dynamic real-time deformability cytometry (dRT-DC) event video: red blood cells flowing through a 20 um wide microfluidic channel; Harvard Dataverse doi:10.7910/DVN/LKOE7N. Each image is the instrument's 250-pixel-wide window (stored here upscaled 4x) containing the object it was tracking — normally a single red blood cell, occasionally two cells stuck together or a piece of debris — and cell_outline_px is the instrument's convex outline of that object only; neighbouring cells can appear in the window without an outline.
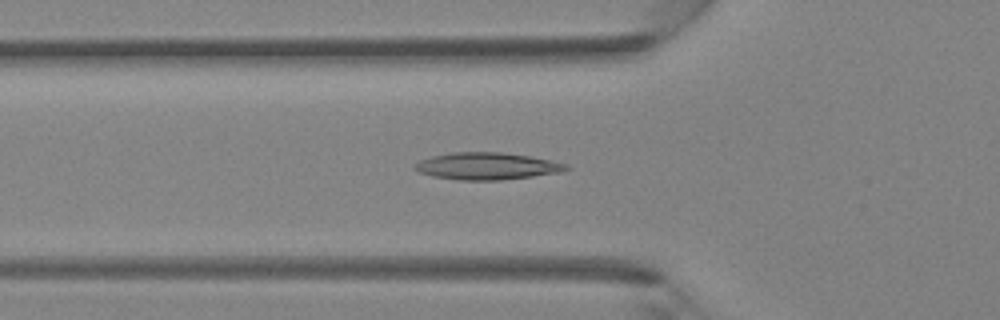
{"species": "Egyptian fruit bat (a non-hibernating species)", "species_latin": "Rousettus aegyptiacus", "temperature_condition": "room temperature", "stored_images_in_passage": 41, "camera_frame_rate_fps": 3000, "um_per_image_px": 0.085, "animal": {"sex": "female"}, "frame": {"image": 1, "passage_image": 14, "time_ms": 4.333, "image_size_px": [1000, 320], "cell_outline_px": [[572, 168], [564, 172], [504, 180], [456, 180], [432, 176], [420, 172], [412, 168], [420, 160], [432, 156], [452, 152], [504, 152], [552, 160], [568, 164]], "centroid_in_image_um": [41.45, 14.12], "position_along_channel_um": 84.4, "area_um2": 24.16}}
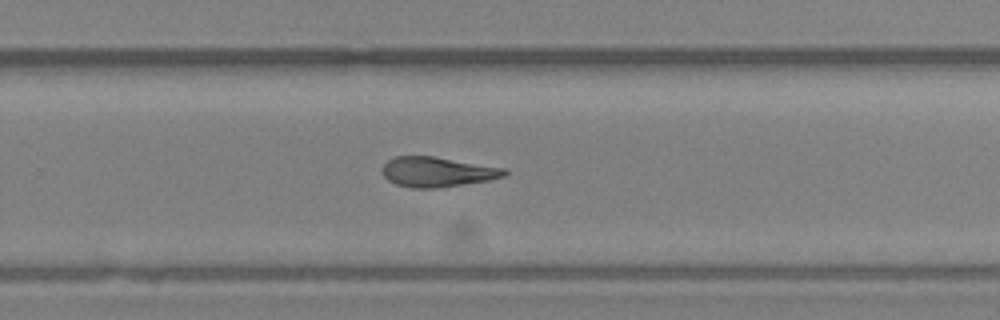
{"frame": {"image": 2, "passage_image": 27, "time_ms": 8.667, "image_size_px": [1000, 320], "cell_outline_px": [[508, 176], [488, 180], [436, 188], [412, 188], [396, 184], [388, 180], [384, 176], [380, 168], [388, 160], [396, 156], [432, 156], [508, 168]], "centroid_in_image_um": [37.19, 14.6], "position_along_channel_um": 292.6, "area_um2": 21.44}}
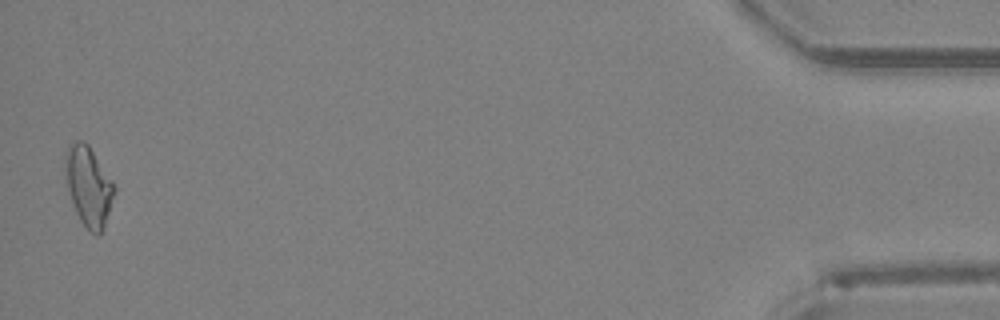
{"frame": {"image": 3, "passage_image": 41, "time_ms": 13.333, "image_size_px": [1000, 320], "cell_outline_px": [[116, 188], [100, 236], [96, 236], [80, 220], [76, 212], [68, 188], [64, 168], [64, 160], [68, 148], [76, 140], [84, 140], [88, 144], [112, 180]], "centroid_in_image_um": [7.52, 15.8], "position_along_channel_um": 427.7, "area_um2": 22.25}}